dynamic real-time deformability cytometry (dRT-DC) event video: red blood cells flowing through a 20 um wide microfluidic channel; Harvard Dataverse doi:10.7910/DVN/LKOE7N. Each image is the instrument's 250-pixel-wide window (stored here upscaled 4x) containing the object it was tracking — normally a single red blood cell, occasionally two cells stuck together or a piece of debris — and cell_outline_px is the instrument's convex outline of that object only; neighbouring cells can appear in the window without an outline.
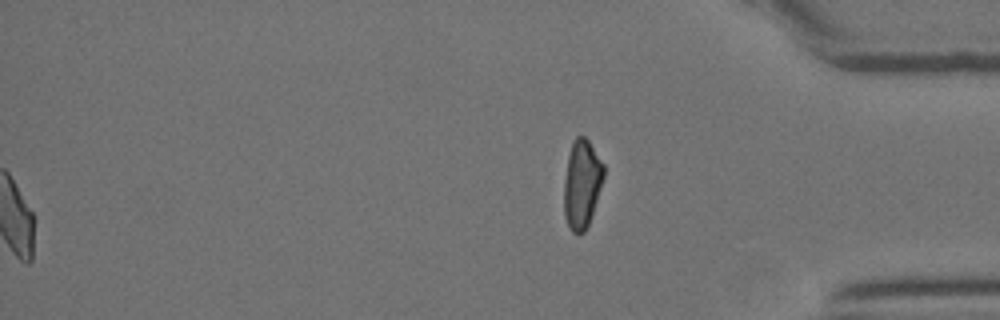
{"species": "Egyptian fruit bat (a non-hibernating species)", "species_latin": "Rousettus aegyptiacus", "temperature_condition": "room temperature", "stored_images_in_passage": 33, "segment_of_instrument_passage": [2, 2], "camera_frame_rate_fps": 3000, "um_per_image_px": 0.085, "animal": {"sex": "female"}, "frame": {"image": 1, "passage_image": 33, "time_ms": 10.667, "image_size_px": [1000, 320], "cell_outline_px": [[604, 176], [588, 224], [584, 232], [572, 232], [564, 216], [564, 180], [568, 156], [572, 140], [576, 136], [584, 136], [588, 140], [604, 164]], "centroid_in_image_um": [49.44, 15.59], "position_along_channel_um": 385.8, "area_um2": 20.23}}